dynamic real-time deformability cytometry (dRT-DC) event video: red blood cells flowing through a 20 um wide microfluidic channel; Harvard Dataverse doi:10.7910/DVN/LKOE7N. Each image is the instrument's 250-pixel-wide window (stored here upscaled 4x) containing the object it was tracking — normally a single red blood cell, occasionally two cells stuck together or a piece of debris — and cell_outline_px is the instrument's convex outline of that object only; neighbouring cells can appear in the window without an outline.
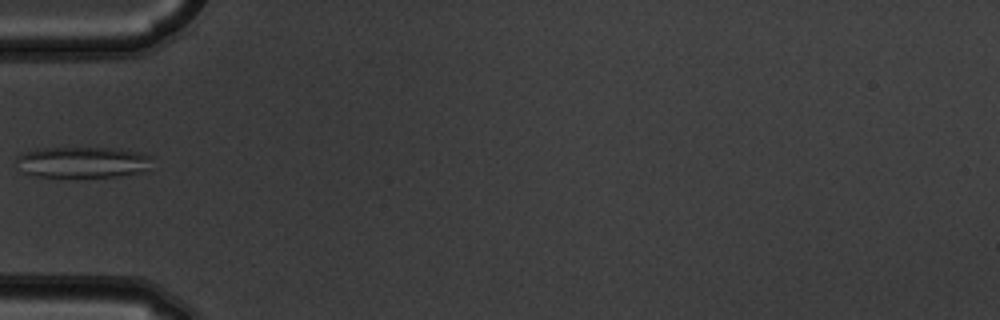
{"species": "common noctule bat (a hibernating species)", "species_latin": "Nyctalus noctula", "temperature_condition": "warm", "stored_images_in_passage": 5, "camera_frame_rate_fps": 3000, "um_per_image_px": 0.085, "animal": {"sex": "male", "body_mass_g": 19.5, "forearm_length_mm": 54.6}, "frame": {"image": 1, "passage_image": 5, "time_ms": 1.333, "image_size_px": [1000, 320], "cell_outline_px": [[148, 168], [136, 172], [116, 176], [40, 176], [20, 172], [16, 160], [16, 156], [24, 152], [44, 148], [112, 148], [144, 152], [148, 156]], "centroid_in_image_um": [6.94, 13.77], "position_along_channel_um": 78.1, "area_um2": 24.04}}